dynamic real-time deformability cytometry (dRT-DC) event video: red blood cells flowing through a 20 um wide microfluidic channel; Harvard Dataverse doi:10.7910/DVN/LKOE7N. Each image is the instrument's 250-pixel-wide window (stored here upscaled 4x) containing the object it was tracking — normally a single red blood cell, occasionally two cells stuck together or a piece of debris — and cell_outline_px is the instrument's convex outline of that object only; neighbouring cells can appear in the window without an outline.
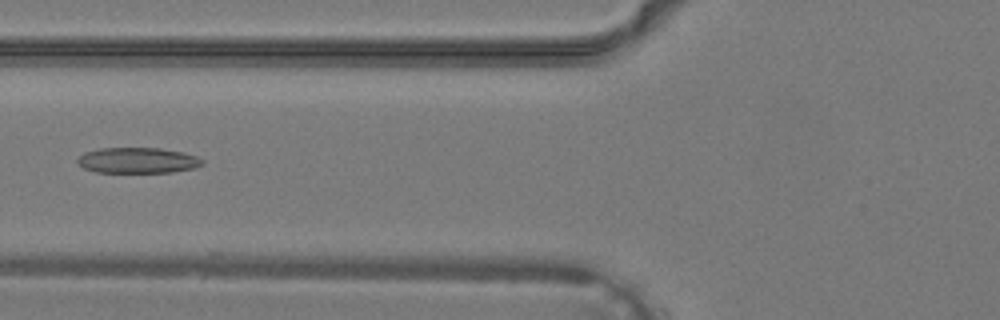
{"species": "common noctule bat (a hibernating species)", "species_latin": "Nyctalus noctula", "temperature_condition": "warm", "stored_images_in_passage": 31, "camera_frame_rate_fps": 3000, "um_per_image_px": 0.085, "animal": {"sex": "male", "body_mass_g": 19.2, "forearm_length_mm": 51.8}, "frame": {"image": 1, "passage_image": 7, "time_ms": 2.0, "image_size_px": [1000, 320], "cell_outline_px": [[204, 164], [196, 168], [172, 172], [96, 172], [84, 168], [76, 164], [76, 160], [84, 152], [100, 148], [160, 148], [184, 152], [196, 156], [204, 160]], "centroid_in_image_um": [11.71, 13.63], "position_along_channel_um": 114.1, "area_um2": 18.84}}
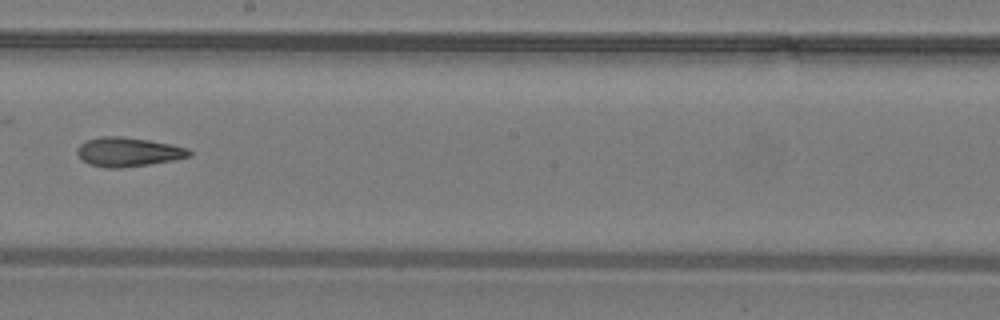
{"frame": {"image": 2, "passage_image": 14, "time_ms": 4.333, "image_size_px": [1000, 320], "cell_outline_px": [[192, 152], [188, 156], [172, 160], [148, 164], [120, 168], [104, 168], [88, 164], [80, 160], [76, 152], [76, 148], [80, 144], [88, 140], [100, 136], [120, 136], [148, 140], [172, 144], [188, 148]], "centroid_in_image_um": [10.83, 12.92], "position_along_channel_um": 237.4, "area_um2": 19.07}}
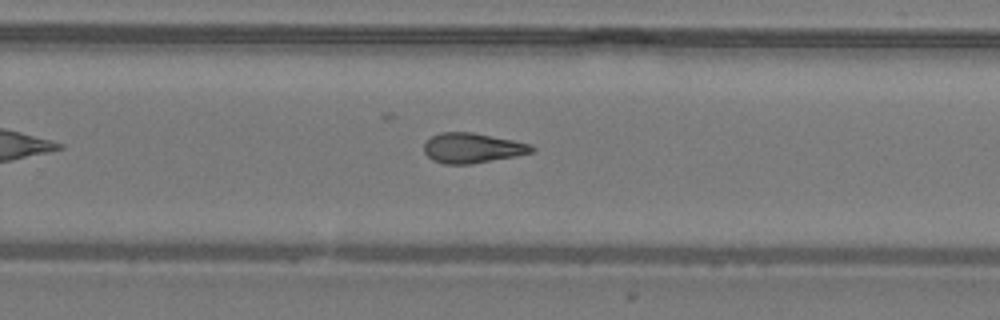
{"frame": {"image": 3, "passage_image": 17, "time_ms": 5.333, "image_size_px": [1000, 320], "cell_outline_px": [[536, 148], [532, 152], [516, 156], [472, 164], [444, 164], [432, 160], [424, 152], [424, 144], [432, 136], [440, 132], [472, 132], [532, 144]], "centroid_in_image_um": [40.15, 12.58], "position_along_channel_um": 289.6, "area_um2": 18.84}}